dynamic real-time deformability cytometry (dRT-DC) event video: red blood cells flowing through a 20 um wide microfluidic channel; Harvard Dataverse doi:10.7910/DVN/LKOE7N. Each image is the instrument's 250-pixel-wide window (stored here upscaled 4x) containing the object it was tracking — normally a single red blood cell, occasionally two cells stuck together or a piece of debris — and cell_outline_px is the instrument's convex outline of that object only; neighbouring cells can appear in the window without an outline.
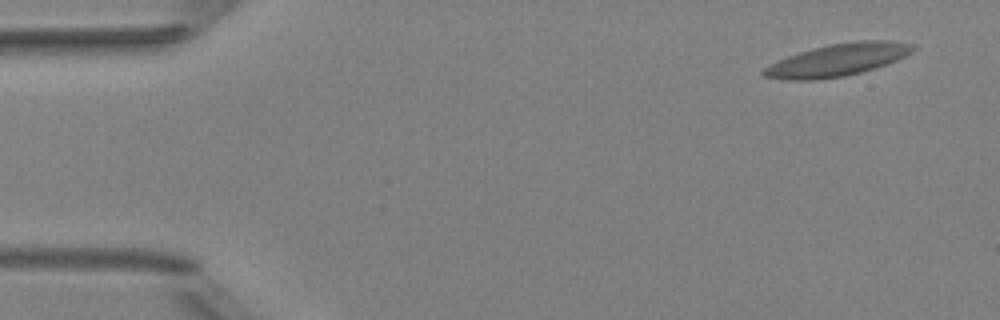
{"species": "Egyptian fruit bat (a non-hibernating species)", "species_latin": "Rousettus aegyptiacus", "temperature_condition": "room temperature", "stored_images_in_passage": 6, "camera_frame_rate_fps": 3000, "um_per_image_px": 0.085, "animal": {"sex": "female"}, "frame": {"image": 1, "passage_image": 1, "time_ms": 0.0, "image_size_px": [1000, 320], "cell_outline_px": [[916, 48], [912, 52], [888, 64], [860, 72], [844, 76], [816, 80], [788, 80], [764, 76], [760, 72], [768, 64], [788, 56], [812, 48], [828, 44], [856, 40], [888, 40], [916, 44]], "centroid_in_image_um": [71.21, 5.08], "position_along_channel_um": 13.8, "area_um2": 28.26}}
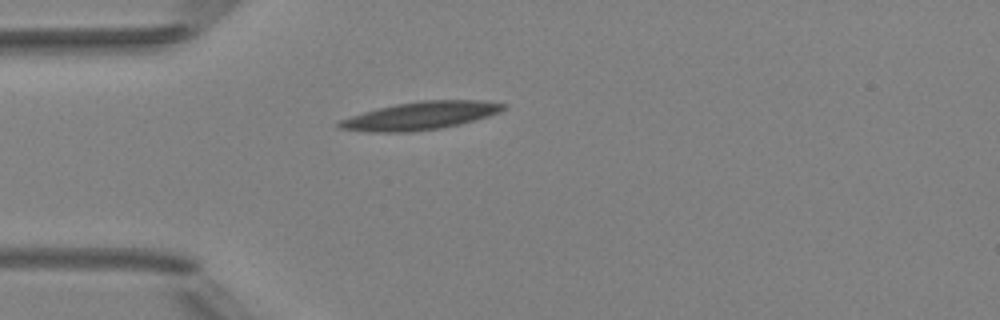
{"frame": {"image": 2, "passage_image": 4, "time_ms": 3.667, "image_size_px": [1000, 320], "cell_outline_px": [[508, 108], [500, 112], [488, 116], [460, 124], [440, 128], [412, 132], [368, 132], [336, 128], [336, 124], [340, 120], [364, 112], [396, 104], [420, 100], [484, 100], [508, 104]], "centroid_in_image_um": [35.78, 9.83], "position_along_channel_um": 49.2, "area_um2": 26.82}}
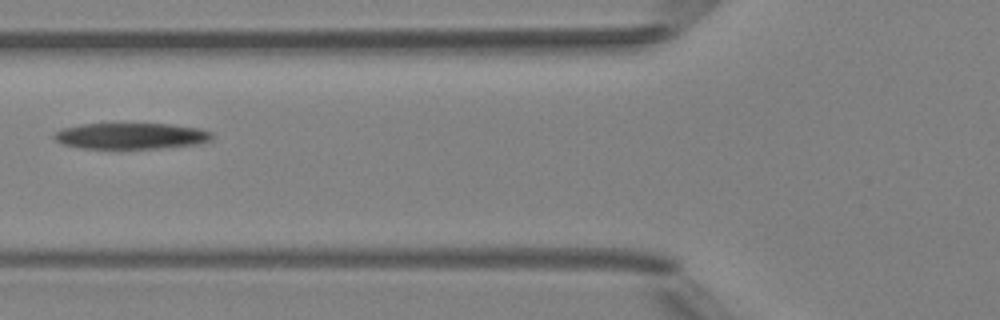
{"frame": {"image": 3, "passage_image": 6, "time_ms": 5.667, "image_size_px": [1000, 320], "cell_outline_px": [[212, 140], [200, 144], [160, 148], [80, 148], [64, 144], [56, 140], [52, 136], [56, 132], [64, 128], [80, 124], [172, 124], [200, 128], [212, 132]], "centroid_in_image_um": [11.19, 11.55], "position_along_channel_um": 114.6, "area_um2": 23.99}}